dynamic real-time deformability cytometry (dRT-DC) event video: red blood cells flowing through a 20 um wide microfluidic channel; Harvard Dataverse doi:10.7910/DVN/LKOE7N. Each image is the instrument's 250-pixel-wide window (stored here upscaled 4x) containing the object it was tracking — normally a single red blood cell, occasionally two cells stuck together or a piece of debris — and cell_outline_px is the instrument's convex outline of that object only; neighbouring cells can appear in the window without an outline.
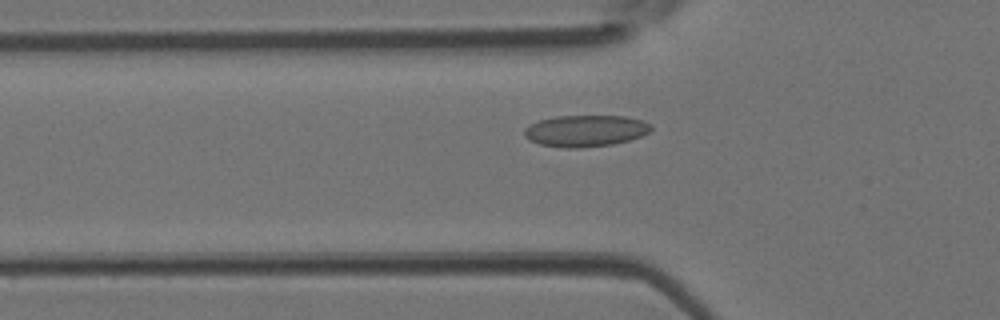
{"species": "Egyptian fruit bat (a non-hibernating species)", "species_latin": "Rousettus aegyptiacus", "temperature_condition": "room temperature", "stored_images_in_passage": 33, "camera_frame_rate_fps": 3000, "um_per_image_px": 0.085, "animal": {"sex": "female"}, "frame": {"image": 1, "passage_image": 6, "time_ms": 1.667, "image_size_px": [1000, 320], "cell_outline_px": [[652, 128], [648, 132], [640, 136], [628, 140], [612, 144], [580, 148], [568, 148], [540, 144], [528, 140], [524, 136], [524, 128], [540, 120], [556, 116], [624, 116], [640, 120], [652, 124]], "centroid_in_image_um": [49.75, 11.12], "position_along_channel_um": 76.1, "area_um2": 23.12}}
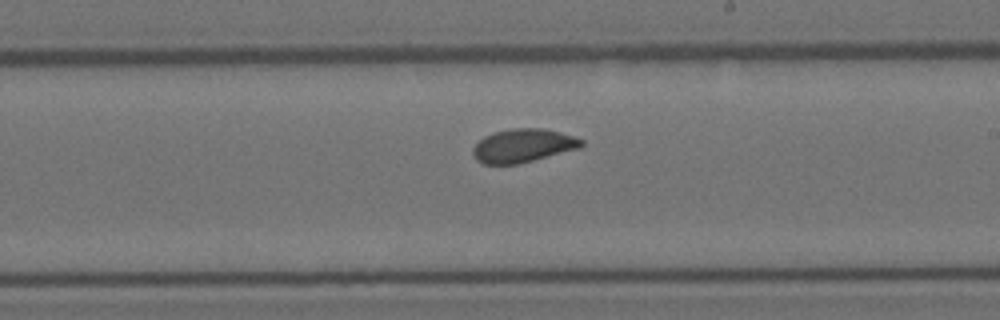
{"frame": {"image": 2, "passage_image": 17, "time_ms": 5.333, "image_size_px": [1000, 320], "cell_outline_px": [[584, 144], [580, 148], [516, 164], [484, 164], [476, 160], [472, 152], [472, 148], [484, 136], [492, 132], [512, 128], [544, 128], [560, 132], [584, 140]], "centroid_in_image_um": [44.44, 12.37], "position_along_channel_um": 244.6, "area_um2": 21.1}}
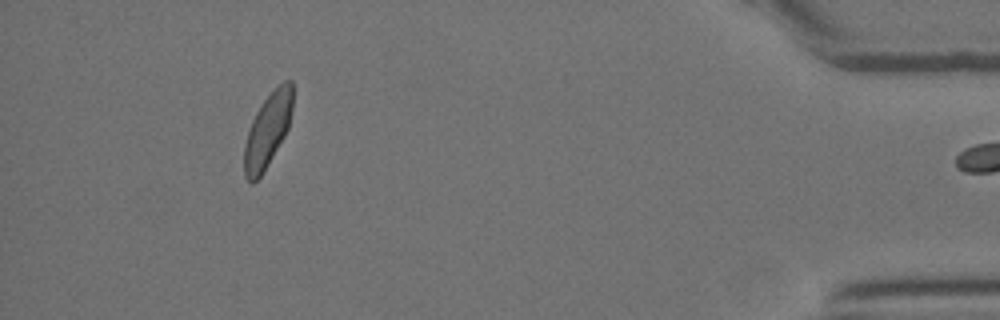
{"frame": {"image": 3, "passage_image": 32, "time_ms": 10.333, "image_size_px": [1000, 320], "cell_outline_px": [[292, 108], [288, 128], [284, 136], [260, 176], [252, 184], [244, 176], [244, 144], [252, 120], [256, 112], [264, 100], [284, 80], [292, 80]], "centroid_in_image_um": [22.73, 11.08], "position_along_channel_um": 412.5, "area_um2": 20.35}}